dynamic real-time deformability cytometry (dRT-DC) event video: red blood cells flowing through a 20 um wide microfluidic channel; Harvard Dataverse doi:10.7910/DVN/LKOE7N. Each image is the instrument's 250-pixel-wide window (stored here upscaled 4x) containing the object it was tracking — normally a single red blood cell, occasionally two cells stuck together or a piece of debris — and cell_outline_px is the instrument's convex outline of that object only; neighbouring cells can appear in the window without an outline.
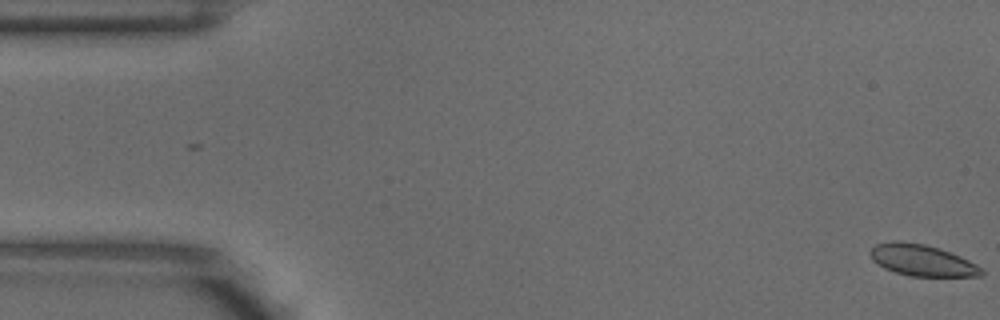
{"species": "common noctule bat (a hibernating species)", "species_latin": "Nyctalus noctula", "temperature_condition": "warm", "stored_images_in_passage": 7, "camera_frame_rate_fps": 3000, "um_per_image_px": 0.085, "animal": {"sex": "male", "body_mass_g": 18.8}, "frame": {"image": 1, "passage_image": 1, "time_ms": 0.0, "image_size_px": [1000, 320], "cell_outline_px": [[984, 276], [908, 276], [884, 268], [872, 260], [868, 252], [876, 244], [892, 240], [900, 240], [924, 244], [940, 248], [960, 256], [984, 268]], "centroid_in_image_um": [78.37, 22.12], "position_along_channel_um": 6.6, "area_um2": 20.58}}
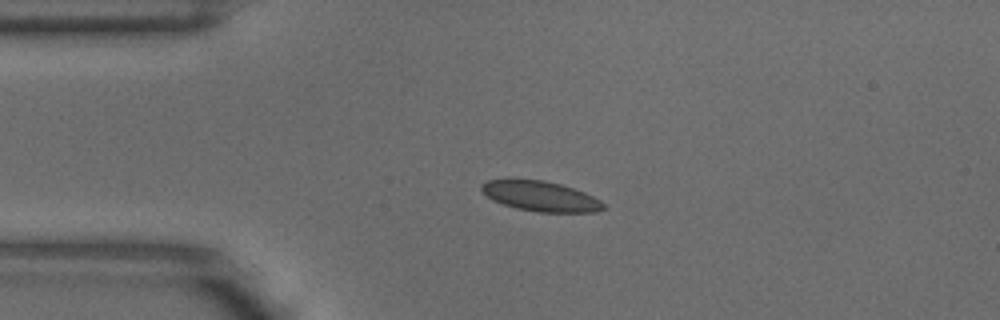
{"frame": {"image": 2, "passage_image": 4, "time_ms": 1.0, "image_size_px": [1000, 320], "cell_outline_px": [[608, 208], [596, 212], [536, 212], [516, 208], [492, 200], [480, 188], [480, 184], [488, 180], [508, 176], [544, 180], [560, 184], [584, 192], [600, 200]], "centroid_in_image_um": [45.89, 16.64], "position_along_channel_um": 39.1, "area_um2": 22.02}}